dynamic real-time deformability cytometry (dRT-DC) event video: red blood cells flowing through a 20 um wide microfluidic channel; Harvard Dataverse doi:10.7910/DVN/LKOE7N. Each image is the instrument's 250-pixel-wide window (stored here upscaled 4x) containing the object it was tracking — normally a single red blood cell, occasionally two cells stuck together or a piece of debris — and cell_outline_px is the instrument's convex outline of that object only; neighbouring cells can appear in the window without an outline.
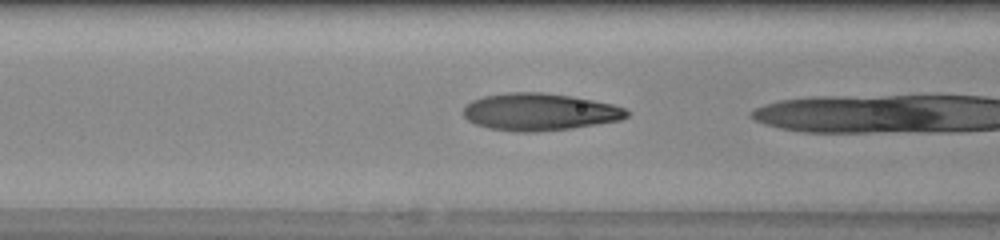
{"species": "human", "species_latin": "Homo sapiens", "temperature_condition": "warm", "stored_images_in_passage": 4, "camera_frame_rate_fps": 3000, "um_per_image_px": 0.085, "donor": {"sex": "female"}, "frame": {"image": 1, "passage_image": 3, "time_ms": 0.667, "image_size_px": [1000, 240], "cell_outline_px": [[632, 112], [628, 116], [620, 120], [572, 128], [536, 132], [516, 132], [488, 128], [476, 124], [468, 120], [464, 116], [464, 104], [472, 100], [484, 96], [508, 92], [544, 92], [572, 96], [612, 104], [624, 108]], "centroid_in_image_um": [45.85, 9.51], "position_along_channel_um": 120.7, "area_um2": 35.6}}